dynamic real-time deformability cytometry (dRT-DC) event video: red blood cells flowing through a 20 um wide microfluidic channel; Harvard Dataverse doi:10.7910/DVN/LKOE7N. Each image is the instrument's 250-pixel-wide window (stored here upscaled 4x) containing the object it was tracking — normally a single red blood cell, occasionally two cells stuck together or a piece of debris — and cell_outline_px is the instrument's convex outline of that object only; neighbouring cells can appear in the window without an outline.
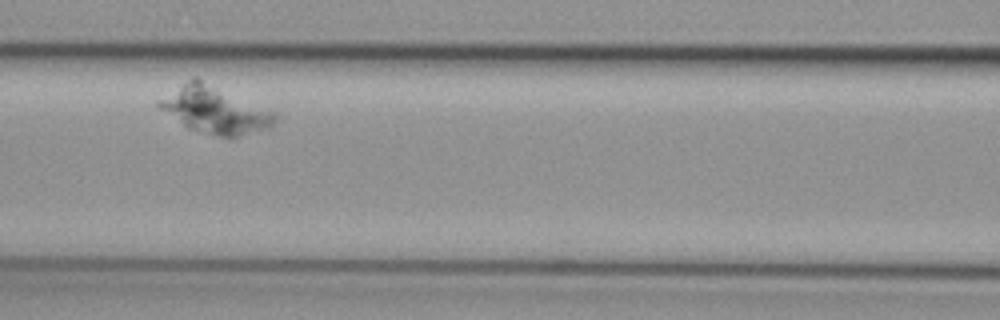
{"species": "common noctule bat (a hibernating species)", "species_latin": "Nyctalus noctula", "temperature_condition": "cold", "stored_images_in_passage": 5, "camera_frame_rate_fps": 3000, "um_per_image_px": 0.085, "animal": {"sex": "female", "body_mass_g": 29.2, "forearm_length_mm": 56.3}, "frame": {"image": 1, "passage_image": 4, "time_ms": 1.0, "image_size_px": [1000, 320], "cell_outline_px": [[280, 116], [276, 124], [268, 128], [240, 136], [216, 136], [188, 128], [160, 108], [156, 104], [156, 100], [192, 76], [196, 76], [276, 112]], "centroid_in_image_um": [18.29, 9.31], "position_along_channel_um": 148.3, "area_um2": 31.96}}
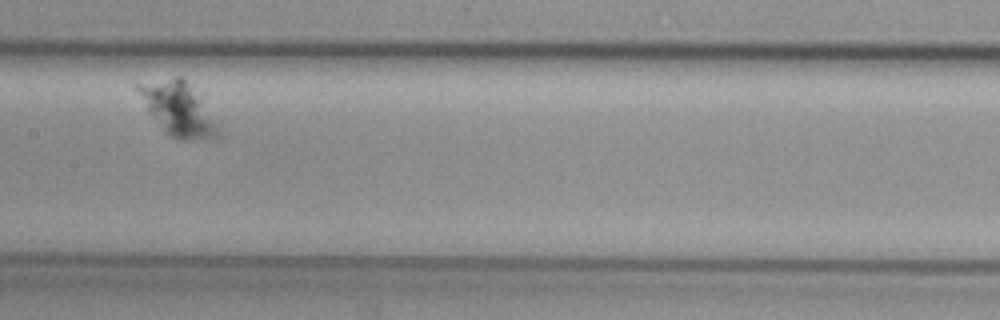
{"frame": {"image": 2, "passage_image": 5, "time_ms": 1.333, "image_size_px": [1000, 320], "cell_outline_px": [[224, 136], [220, 140], [176, 140], [168, 136], [164, 132], [132, 84], [176, 76], [180, 76], [184, 80], [200, 100], [224, 132]], "centroid_in_image_um": [15.19, 9.34], "position_along_channel_um": 192.2, "area_um2": 24.91}}